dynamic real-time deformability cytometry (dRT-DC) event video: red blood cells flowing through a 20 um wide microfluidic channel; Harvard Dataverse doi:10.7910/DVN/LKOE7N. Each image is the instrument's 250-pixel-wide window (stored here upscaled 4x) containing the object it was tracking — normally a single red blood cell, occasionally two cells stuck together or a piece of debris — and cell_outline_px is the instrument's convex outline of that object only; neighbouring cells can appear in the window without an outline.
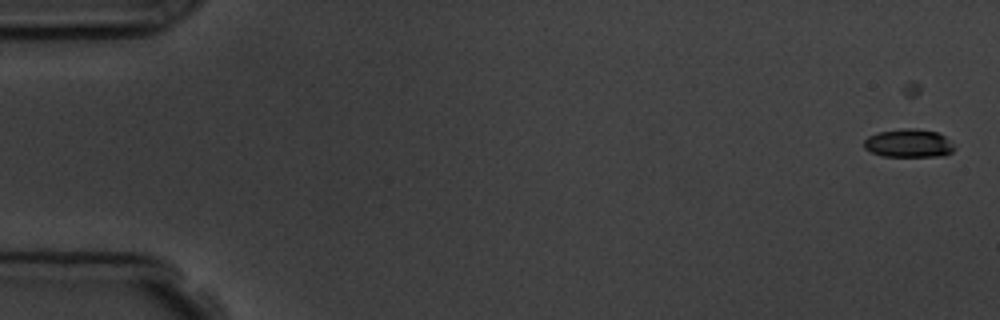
{"species": "common noctule bat (a hibernating species)", "species_latin": "Nyctalus noctula", "temperature_condition": "room temperature", "stored_images_in_passage": 6, "camera_frame_rate_fps": 3000, "um_per_image_px": 0.085, "animal": {"sex": "male", "body_mass_g": 19.5, "forearm_length_mm": 54.6}, "frame": {"image": 1, "passage_image": 1, "time_ms": 0.0, "image_size_px": [1000, 320], "cell_outline_px": [[956, 148], [952, 152], [944, 156], [884, 156], [872, 152], [864, 148], [864, 140], [868, 136], [876, 132], [904, 128], [912, 128], [936, 132], [944, 136]], "centroid_in_image_um": [77.22, 12.17], "position_along_channel_um": 7.8, "area_um2": 14.85}}
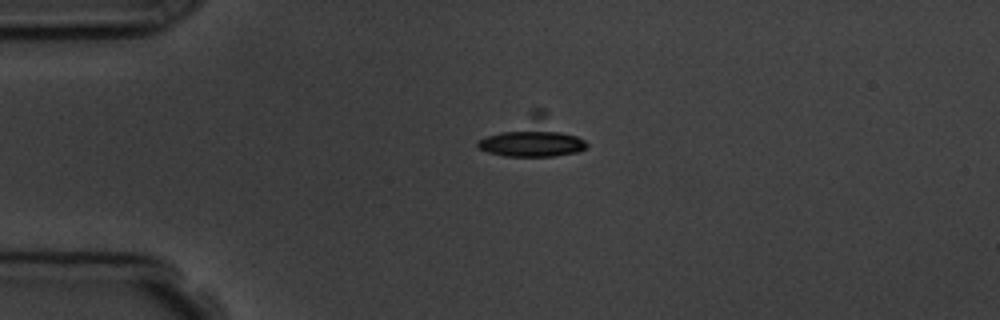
{"frame": {"image": 2, "passage_image": 4, "time_ms": 4.0, "image_size_px": [1000, 320], "cell_outline_px": [[588, 144], [584, 148], [576, 152], [552, 156], [504, 156], [488, 152], [476, 148], [476, 140], [532, 108], [544, 108], [584, 140]], "centroid_in_image_um": [45.22, 11.62], "position_along_channel_um": 39.8, "area_um2": 25.03}}